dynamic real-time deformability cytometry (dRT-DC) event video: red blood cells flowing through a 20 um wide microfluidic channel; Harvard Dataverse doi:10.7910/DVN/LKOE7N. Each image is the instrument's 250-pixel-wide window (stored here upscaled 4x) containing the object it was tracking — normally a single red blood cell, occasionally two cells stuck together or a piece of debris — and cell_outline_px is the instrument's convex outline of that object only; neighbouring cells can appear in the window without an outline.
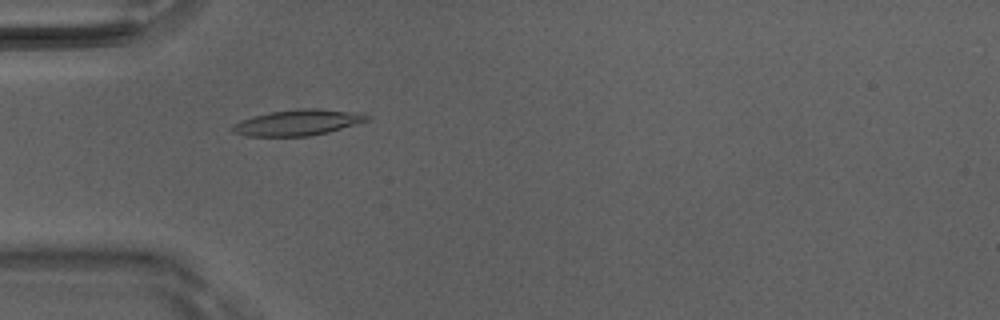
{"species": "Egyptian fruit bat (a non-hibernating species)", "species_latin": "Rousettus aegyptiacus", "temperature_condition": "room temperature", "stored_images_in_passage": 36, "camera_frame_rate_fps": 3000, "um_per_image_px": 0.085, "animal": {"sex": "male"}, "frame": {"image": 1, "passage_image": 2, "time_ms": 0.333, "image_size_px": [1000, 320], "cell_outline_px": [[372, 116], [368, 120], [328, 132], [308, 136], [244, 136], [232, 132], [228, 128], [232, 124], [240, 120], [252, 116], [268, 112], [300, 108], [320, 108], [364, 112]], "centroid_in_image_um": [25.29, 10.4], "position_along_channel_um": 59.7, "area_um2": 20.75}}
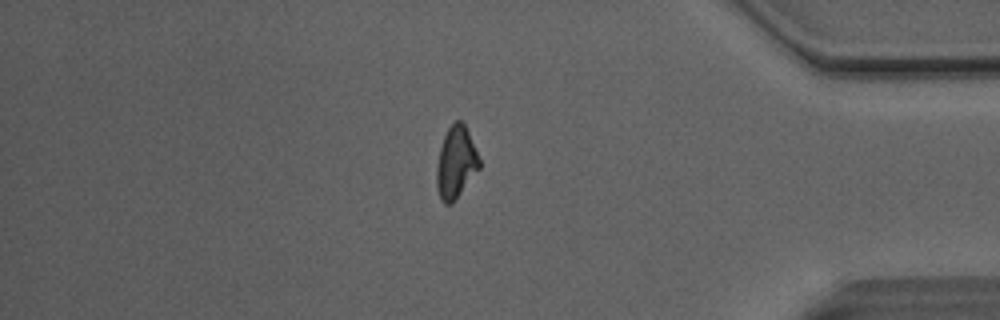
{"frame": {"image": 2, "passage_image": 29, "time_ms": 9.333, "image_size_px": [1000, 320], "cell_outline_px": [[480, 168], [452, 204], [444, 204], [440, 200], [436, 188], [436, 168], [440, 148], [444, 136], [448, 128], [456, 120], [460, 120], [464, 124], [468, 132], [480, 160]], "centroid_in_image_um": [38.73, 13.85], "position_along_channel_um": 396.5, "area_um2": 17.86}}
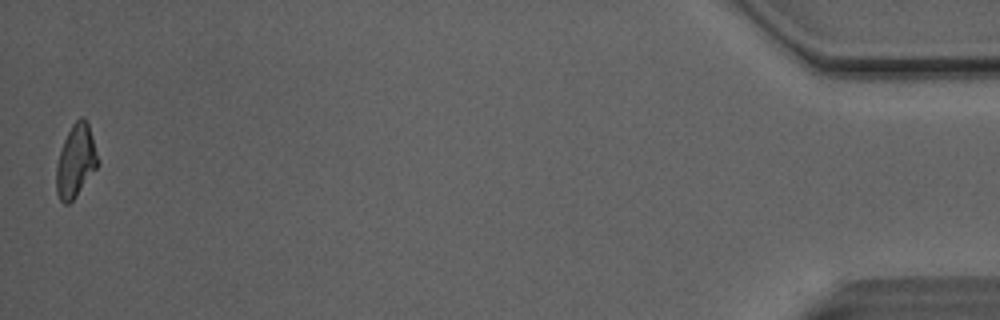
{"frame": {"image": 3, "passage_image": 36, "time_ms": 11.667, "image_size_px": [1000, 320], "cell_outline_px": [[100, 164], [76, 196], [68, 204], [64, 204], [60, 200], [56, 192], [56, 164], [64, 140], [72, 124], [80, 116], [84, 116], [88, 124], [100, 160]], "centroid_in_image_um": [6.45, 13.69], "position_along_channel_um": 428.7, "area_um2": 17.69}, "authors_computed_cell_mechanics": {"area_um2": 18.2937, "velocity_mm_per_s": 4.1182, "shape_relaxation_time_tau1_ms": 6.6243, "shape_relaxation_time_tau2_ms": 5.5037, "deformation_change_tau1": 0.1993, "deformation_change_tau2": 0.11}}